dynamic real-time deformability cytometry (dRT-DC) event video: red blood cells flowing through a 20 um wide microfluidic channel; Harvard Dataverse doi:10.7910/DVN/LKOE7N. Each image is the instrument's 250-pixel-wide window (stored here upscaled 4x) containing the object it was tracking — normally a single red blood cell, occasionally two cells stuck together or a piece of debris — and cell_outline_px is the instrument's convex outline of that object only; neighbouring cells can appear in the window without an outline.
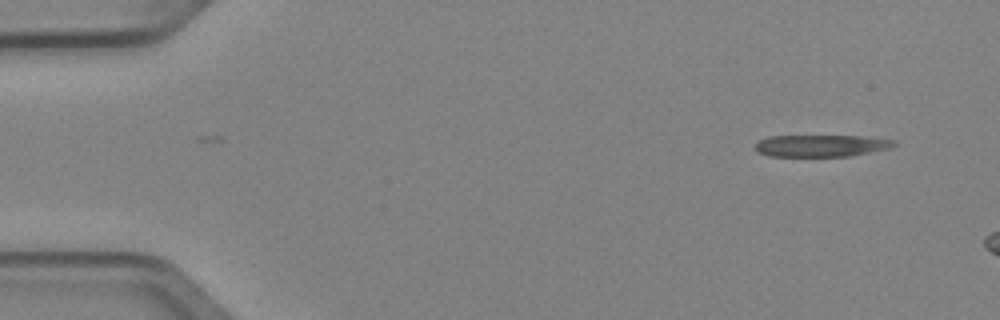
{"species": "Egyptian fruit bat (a non-hibernating species)", "species_latin": "Rousettus aegyptiacus", "temperature_condition": "cold", "stored_images_in_passage": 5, "camera_frame_rate_fps": 3000, "um_per_image_px": 0.085, "animal": {"sex": "female"}, "frame": {"image": 1, "passage_image": 1, "time_ms": 0.0, "image_size_px": [1000, 320], "cell_outline_px": [[896, 144], [892, 148], [848, 156], [768, 156], [760, 152], [756, 148], [756, 144], [760, 140], [768, 136], [860, 136], [896, 140]], "centroid_in_image_um": [69.84, 12.38], "position_along_channel_um": 15.2, "area_um2": 17.57}}